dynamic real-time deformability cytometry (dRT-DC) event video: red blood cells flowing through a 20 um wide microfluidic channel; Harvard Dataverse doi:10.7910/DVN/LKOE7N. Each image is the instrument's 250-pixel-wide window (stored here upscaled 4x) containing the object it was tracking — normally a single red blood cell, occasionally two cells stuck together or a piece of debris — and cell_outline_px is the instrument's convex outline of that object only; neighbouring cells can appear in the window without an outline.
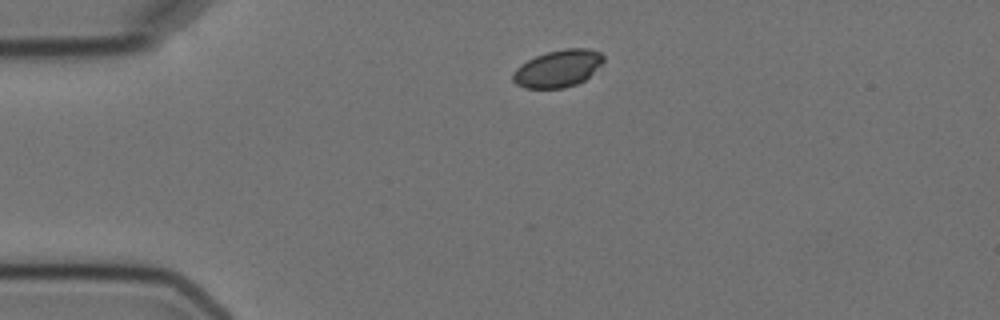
{"species": "Egyptian fruit bat (a non-hibernating species)", "species_latin": "Rousettus aegyptiacus", "temperature_condition": "cold", "stored_images_in_passage": 7, "camera_frame_rate_fps": 3000, "um_per_image_px": 0.085, "animal": {"sex": "female"}, "frame": {"image": 1, "passage_image": 1, "time_ms": 0.0, "image_size_px": [1000, 320], "cell_outline_px": [[604, 60], [584, 80], [576, 84], [564, 88], [524, 88], [516, 84], [512, 80], [512, 72], [520, 64], [536, 56], [548, 52], [564, 48], [588, 48], [600, 52], [604, 56]], "centroid_in_image_um": [47.39, 5.82], "position_along_channel_um": 37.6, "area_um2": 19.54}}